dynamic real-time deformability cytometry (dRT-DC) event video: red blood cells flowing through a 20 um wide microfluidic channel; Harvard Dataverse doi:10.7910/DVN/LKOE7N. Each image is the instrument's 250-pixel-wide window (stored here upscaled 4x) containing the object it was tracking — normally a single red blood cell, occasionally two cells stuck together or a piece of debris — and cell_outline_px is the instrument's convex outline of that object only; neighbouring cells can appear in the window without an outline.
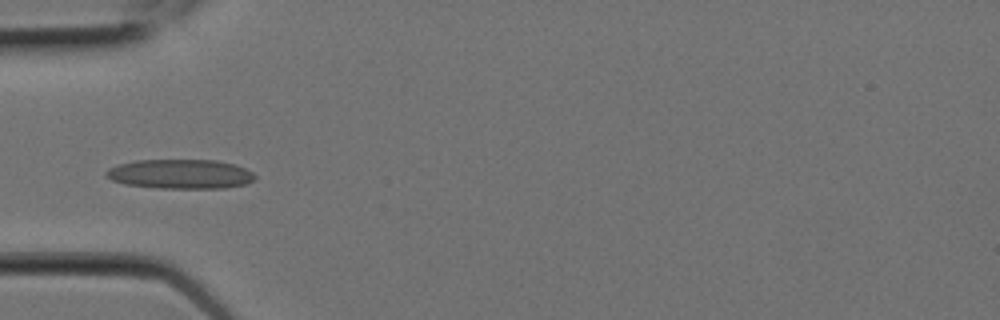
{"species": "Egyptian fruit bat (a non-hibernating species)", "species_latin": "Rousettus aegyptiacus", "temperature_condition": "room temperature", "stored_images_in_passage": 9, "camera_frame_rate_fps": 3000, "um_per_image_px": 0.085, "animal": {"sex": "female"}, "frame": {"image": 1, "passage_image": 6, "time_ms": 1.667, "image_size_px": [1000, 320], "cell_outline_px": [[256, 180], [244, 184], [224, 188], [160, 188], [124, 184], [112, 180], [104, 176], [104, 172], [108, 168], [120, 164], [136, 160], [216, 160], [236, 164], [252, 172], [256, 176]], "centroid_in_image_um": [15.33, 14.79], "position_along_channel_um": 69.7, "area_um2": 25.66}}
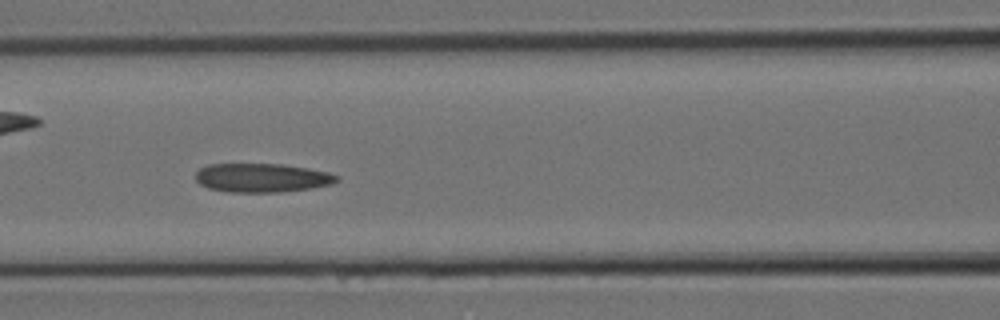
{"frame": {"image": 2, "passage_image": 8, "time_ms": 2.333, "image_size_px": [1000, 320], "cell_outline_px": [[340, 180], [332, 184], [312, 188], [280, 192], [228, 192], [208, 188], [200, 184], [196, 180], [196, 172], [200, 168], [208, 164], [280, 164], [308, 168], [328, 172], [340, 176]], "centroid_in_image_um": [22.28, 15.11], "position_along_channel_um": 144.3, "area_um2": 23.87}}
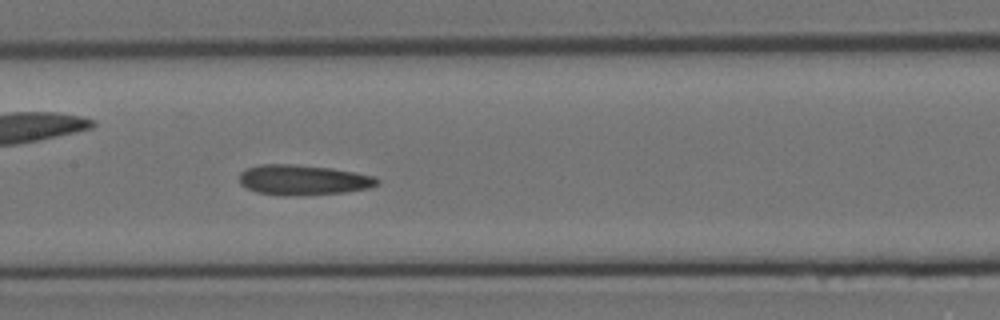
{"frame": {"image": 3, "passage_image": 9, "time_ms": 2.667, "image_size_px": [1000, 320], "cell_outline_px": [[380, 184], [372, 188], [344, 192], [288, 196], [256, 192], [240, 184], [240, 172], [244, 168], [260, 164], [296, 164], [332, 168], [376, 176], [380, 180]], "centroid_in_image_um": [25.79, 15.28], "position_along_channel_um": 181.6, "area_um2": 24.51}}